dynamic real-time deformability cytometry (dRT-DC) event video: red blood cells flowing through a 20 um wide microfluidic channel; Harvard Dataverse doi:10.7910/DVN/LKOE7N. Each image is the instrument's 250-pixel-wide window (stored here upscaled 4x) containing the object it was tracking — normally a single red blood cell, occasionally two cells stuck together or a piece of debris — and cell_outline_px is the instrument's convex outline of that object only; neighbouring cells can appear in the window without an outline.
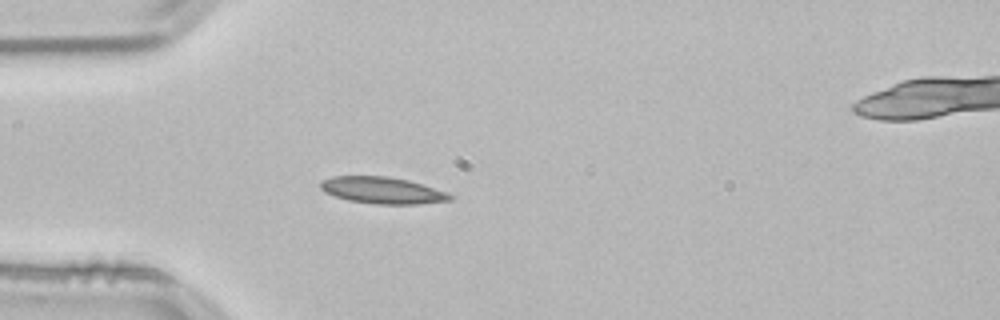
{"species": "common noctule bat (a hibernating species)", "species_latin": "Nyctalus noctula", "temperature_condition": "room temperature", "stored_images_in_passage": 40, "camera_frame_rate_fps": 3000, "um_per_image_px": 0.085, "animal": {"sex": "male", "body_mass_g": 21.5, "forearm_length_mm": 52.0}, "frame": {"image": 1, "passage_image": 1, "time_ms": 0.0, "image_size_px": [1000, 320], "cell_outline_px": [[452, 200], [416, 204], [376, 204], [348, 200], [324, 192], [320, 188], [320, 180], [332, 176], [388, 176], [408, 180], [444, 192], [452, 196]], "centroid_in_image_um": [32.42, 16.17], "position_along_channel_um": 52.6, "area_um2": 19.88}}
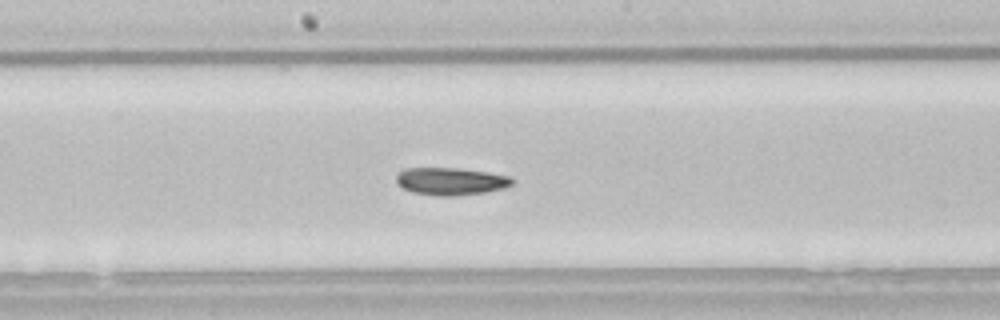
{"frame": {"image": 2, "passage_image": 14, "time_ms": 4.333, "image_size_px": [1000, 320], "cell_outline_px": [[516, 180], [512, 184], [504, 188], [484, 192], [456, 196], [440, 196], [412, 192], [404, 188], [396, 180], [396, 176], [404, 168], [456, 168], [488, 172], [512, 176]], "centroid_in_image_um": [38.37, 15.4], "position_along_channel_um": 209.8, "area_um2": 18.55}}
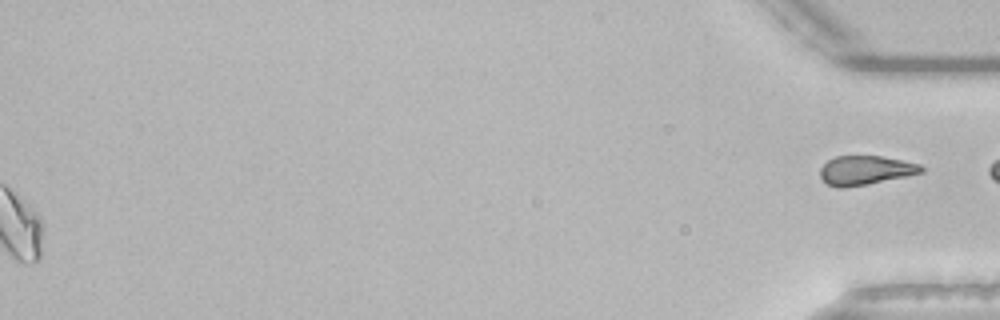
{"frame": {"image": 3, "passage_image": 40, "time_ms": 13.0, "image_size_px": [1000, 320], "cell_outline_px": [[924, 172], [868, 184], [844, 188], [836, 188], [828, 184], [820, 176], [820, 168], [828, 160], [836, 156], [880, 156], [920, 164], [924, 168]], "centroid_in_image_um": [73.54, 14.48], "position_along_channel_um": 361.7, "area_um2": 17.05}, "authors_computed_cell_mechanics": {"area_um2": 18.4671, "velocity_mm_per_s": 3.8207, "shape_relaxation_time_tau1_ms": null, "shape_relaxation_time_tau2_ms": 7.3879, "deformation_change_tau1": null, "deformation_change_tau2": 0.1005}}